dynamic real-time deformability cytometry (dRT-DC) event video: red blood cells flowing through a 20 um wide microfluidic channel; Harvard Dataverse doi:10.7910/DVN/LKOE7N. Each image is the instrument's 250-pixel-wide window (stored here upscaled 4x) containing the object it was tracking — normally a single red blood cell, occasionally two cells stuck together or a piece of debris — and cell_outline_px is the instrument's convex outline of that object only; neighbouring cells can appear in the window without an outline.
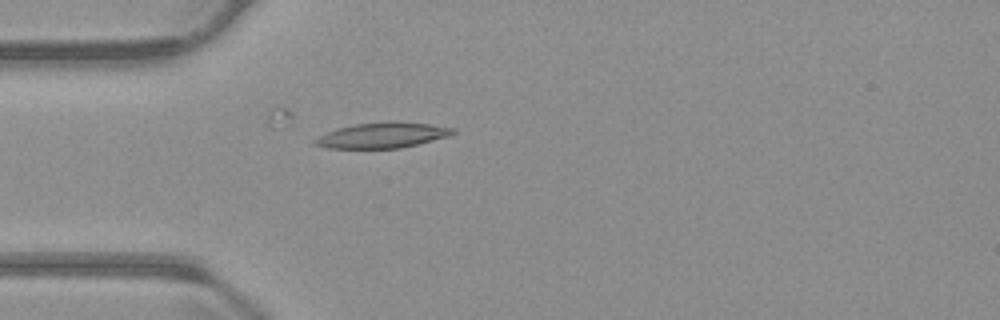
{"species": "common noctule bat (a hibernating species)", "species_latin": "Nyctalus noctula", "temperature_condition": "warm", "stored_images_in_passage": 32, "camera_frame_rate_fps": 3000, "um_per_image_px": 0.085, "animal": {"sex": "male", "body_mass_g": 23.1, "forearm_length_mm": 52.7}, "frame": {"image": 1, "passage_image": 1, "time_ms": 0.0, "image_size_px": [1000, 320], "cell_outline_px": [[456, 132], [448, 136], [400, 148], [328, 148], [312, 144], [312, 140], [336, 128], [356, 124], [388, 120], [392, 120], [428, 124], [456, 128]], "centroid_in_image_um": [32.49, 11.48], "position_along_channel_um": 52.5, "area_um2": 20.52}}
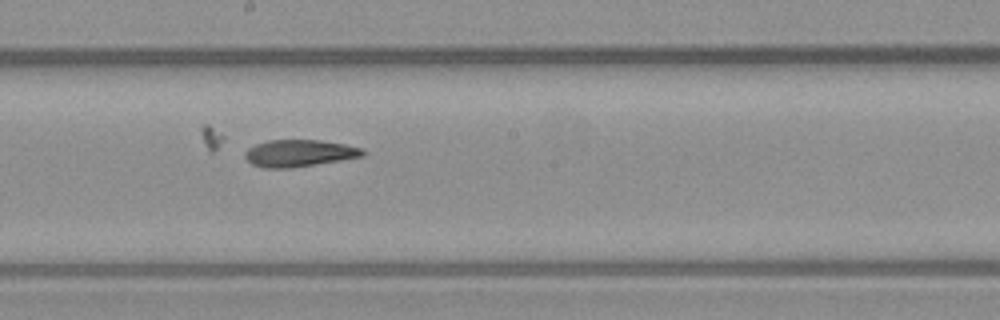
{"frame": {"image": 2, "passage_image": 15, "time_ms": 4.667, "image_size_px": [1000, 320], "cell_outline_px": [[364, 156], [340, 160], [288, 168], [264, 168], [252, 164], [244, 156], [244, 152], [248, 148], [256, 144], [268, 140], [320, 140], [344, 144], [364, 148]], "centroid_in_image_um": [25.42, 13.01], "position_along_channel_um": 222.8, "area_um2": 18.38}}
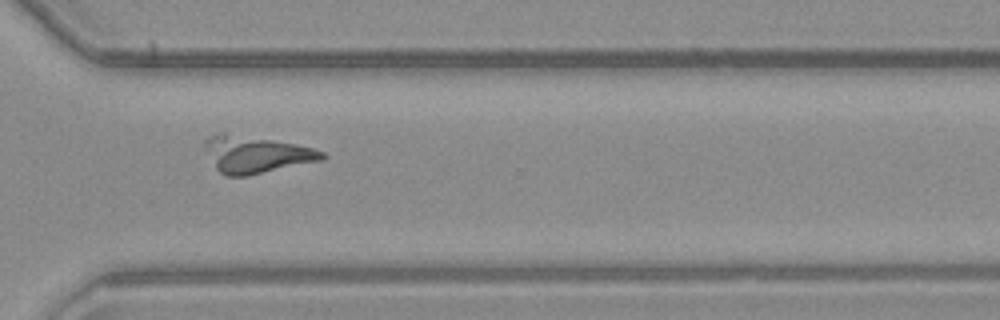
{"frame": {"image": 3, "passage_image": 25, "time_ms": 8.0, "image_size_px": [1000, 320], "cell_outline_px": [[328, 156], [324, 160], [248, 176], [224, 176], [216, 168], [204, 144], [204, 140], [208, 136], [216, 132], [224, 132], [296, 144], [312, 148], [324, 152]], "centroid_in_image_um": [21.78, 13.12], "position_along_channel_um": 348.8, "area_um2": 25.32}}